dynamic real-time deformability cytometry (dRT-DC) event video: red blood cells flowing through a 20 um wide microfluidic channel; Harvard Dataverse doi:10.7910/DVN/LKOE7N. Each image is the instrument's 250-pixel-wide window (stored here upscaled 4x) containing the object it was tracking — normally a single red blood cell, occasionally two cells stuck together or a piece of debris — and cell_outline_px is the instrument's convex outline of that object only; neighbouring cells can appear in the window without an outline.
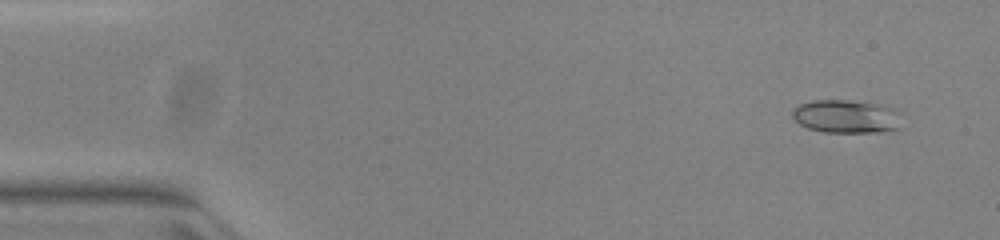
{"species": "common noctule bat (a hibernating species)", "species_latin": "Nyctalus noctula", "temperature_condition": "warm", "stored_images_in_passage": 49, "camera_frame_rate_fps": 3000, "um_per_image_px": 0.085, "animal": {"sex": "female", "body_mass_g": 23.0, "forearm_length_mm": 53.4}, "frame": {"image": 1, "passage_image": 1, "time_ms": 0.0, "image_size_px": [1000, 240], "cell_outline_px": [[908, 116], [900, 128], [880, 132], [824, 132], [808, 128], [800, 124], [792, 116], [792, 108], [800, 104], [812, 100], [848, 100], [880, 104], [892, 108]], "centroid_in_image_um": [72.04, 9.9], "position_along_channel_um": 13.0, "area_um2": 21.79}}
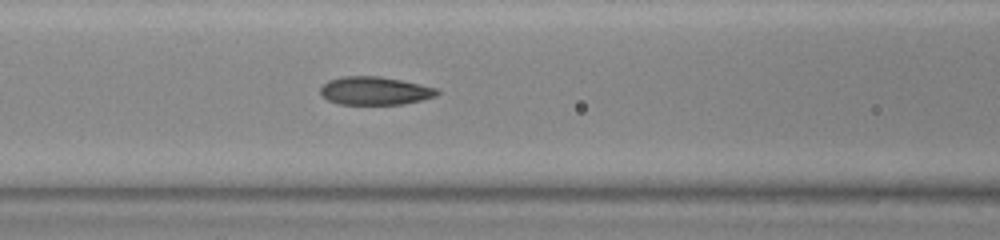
{"frame": {"image": 2, "passage_image": 19, "time_ms": 6.0, "image_size_px": [1000, 240], "cell_outline_px": [[440, 92], [436, 96], [420, 100], [400, 104], [336, 104], [328, 100], [320, 92], [320, 88], [328, 80], [344, 76], [380, 76], [400, 80], [436, 88]], "centroid_in_image_um": [31.83, 7.71], "position_along_channel_um": 134.8, "area_um2": 18.96}}
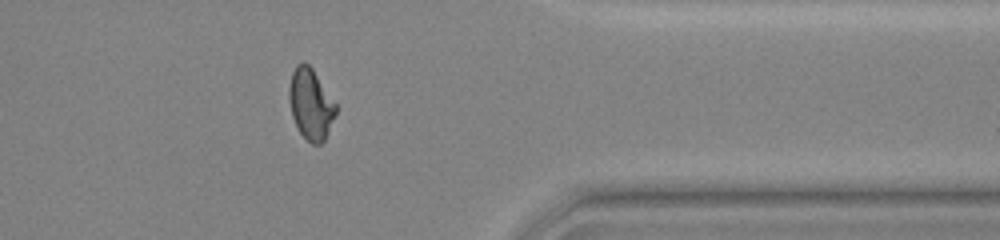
{"frame": {"image": 3, "passage_image": 39, "time_ms": 12.667, "image_size_px": [1000, 240], "cell_outline_px": [[336, 112], [324, 140], [320, 144], [312, 144], [300, 132], [292, 116], [288, 96], [288, 88], [292, 72], [296, 64], [304, 60], [312, 68], [336, 104]], "centroid_in_image_um": [26.38, 8.8], "position_along_channel_um": 385.0, "area_um2": 19.07}, "authors_computed_cell_mechanics": {"area_um2": 19.5364, "velocity_mm_per_s": 3.9871, "shape_relaxation_time_tau1_ms": null, "shape_relaxation_time_tau2_ms": 1.0974, "deformation_change_tau1": null, "deformation_change_tau2": 0.0654}}